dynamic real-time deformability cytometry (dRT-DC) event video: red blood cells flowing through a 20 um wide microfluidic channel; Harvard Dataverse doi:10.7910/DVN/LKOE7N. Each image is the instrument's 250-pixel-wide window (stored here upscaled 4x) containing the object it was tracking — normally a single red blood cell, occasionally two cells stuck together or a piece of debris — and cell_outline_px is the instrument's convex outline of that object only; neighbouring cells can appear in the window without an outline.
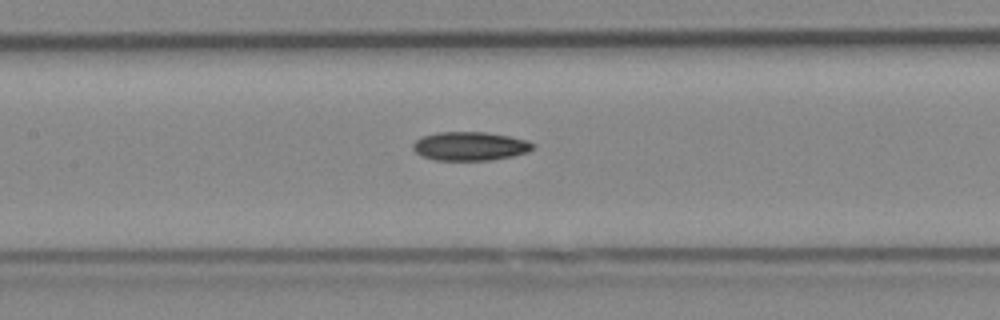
{"species": "Egyptian fruit bat (a non-hibernating species)", "species_latin": "Rousettus aegyptiacus", "temperature_condition": "cold", "stored_images_in_passage": 6, "segment_of_instrument_passage": [2, 2], "camera_frame_rate_fps": 3000, "um_per_image_px": 0.085, "animal": {"sex": "female"}, "frame": {"image": 1, "passage_image": 6, "time_ms": 1.667, "image_size_px": [1000, 320], "cell_outline_px": [[536, 144], [528, 152], [512, 156], [488, 160], [436, 160], [420, 156], [412, 148], [412, 144], [416, 140], [424, 136], [436, 132], [484, 132], [508, 136], [528, 140]], "centroid_in_image_um": [39.94, 12.42], "position_along_channel_um": 167.5, "area_um2": 20.06}}